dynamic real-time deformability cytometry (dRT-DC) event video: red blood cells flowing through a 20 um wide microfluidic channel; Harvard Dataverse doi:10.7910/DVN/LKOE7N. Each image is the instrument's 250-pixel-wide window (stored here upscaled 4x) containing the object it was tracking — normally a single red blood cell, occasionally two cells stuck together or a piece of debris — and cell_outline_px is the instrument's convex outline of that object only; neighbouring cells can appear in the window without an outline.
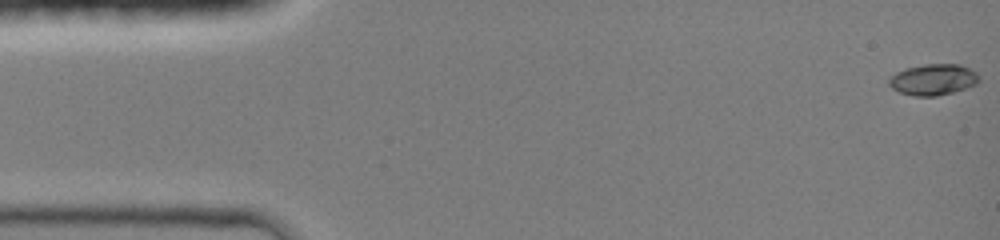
{"species": "common noctule bat (a hibernating species)", "species_latin": "Nyctalus noctula", "temperature_condition": "room temperature", "stored_images_in_passage": 39, "camera_frame_rate_fps": 3000, "um_per_image_px": 0.085, "animal": {"sex": "female", "body_mass_g": 19.0, "forearm_length_mm": 51.5}, "frame": {"image": 1, "passage_image": 1, "time_ms": 0.0, "image_size_px": [1000, 240], "cell_outline_px": [[980, 80], [976, 84], [952, 92], [936, 96], [916, 96], [900, 92], [892, 88], [888, 84], [888, 80], [896, 72], [904, 68], [924, 64], [960, 64], [976, 72], [980, 76]], "centroid_in_image_um": [79.32, 6.75], "position_along_channel_um": 5.7, "area_um2": 16.3}}
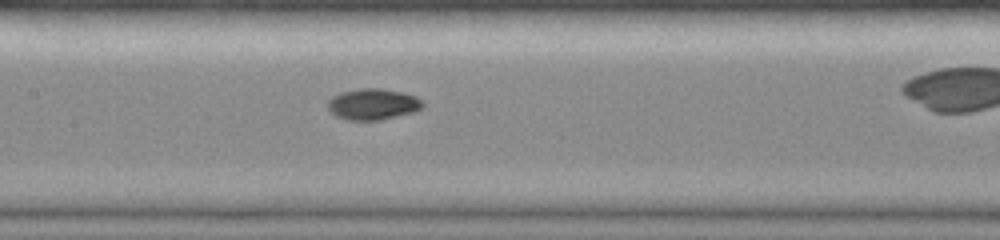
{"frame": {"image": 2, "passage_image": 22, "time_ms": 7.0, "image_size_px": [1000, 240], "cell_outline_px": [[424, 108], [412, 112], [380, 120], [348, 120], [336, 116], [328, 108], [328, 100], [332, 96], [340, 92], [360, 88], [380, 88], [400, 92], [416, 96], [424, 104]], "centroid_in_image_um": [31.68, 8.85], "position_along_channel_um": 175.7, "area_um2": 17.17}}
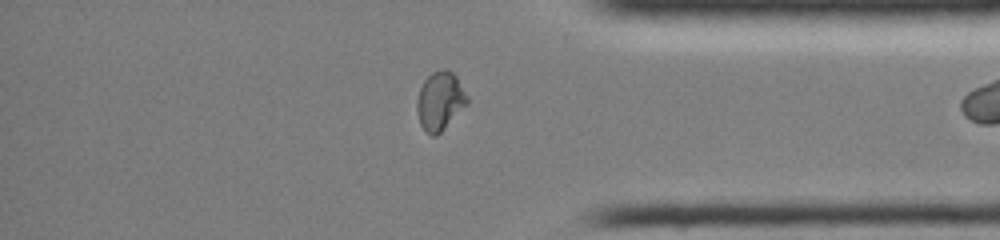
{"frame": {"image": 3, "passage_image": 38, "time_ms": 12.333, "image_size_px": [1000, 240], "cell_outline_px": [[468, 104], [436, 136], [432, 136], [420, 124], [416, 112], [416, 100], [420, 88], [424, 80], [432, 72], [440, 68], [444, 68], [452, 72], [456, 76], [468, 96]], "centroid_in_image_um": [37.39, 8.56], "position_along_channel_um": 397.8, "area_um2": 17.17}}